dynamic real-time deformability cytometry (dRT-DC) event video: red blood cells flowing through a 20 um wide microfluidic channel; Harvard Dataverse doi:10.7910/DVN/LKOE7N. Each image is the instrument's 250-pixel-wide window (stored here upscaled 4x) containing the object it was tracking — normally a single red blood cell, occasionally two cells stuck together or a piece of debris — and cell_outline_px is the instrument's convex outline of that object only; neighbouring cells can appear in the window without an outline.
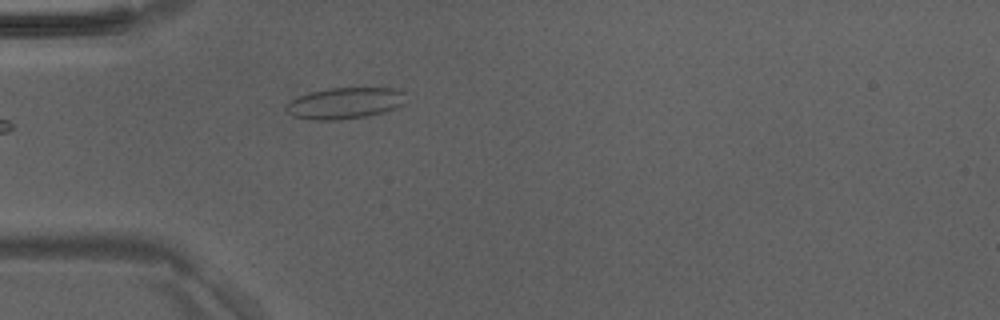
{"species": "Egyptian fruit bat (a non-hibernating species)", "species_latin": "Rousettus aegyptiacus", "temperature_condition": "room temperature", "stored_images_in_passage": 22, "camera_frame_rate_fps": 3000, "um_per_image_px": 0.085, "animal": {"sex": "male"}, "frame": {"image": 1, "passage_image": 1, "time_ms": 0.0, "image_size_px": [1000, 320], "cell_outline_px": [[404, 104], [396, 108], [384, 112], [368, 116], [340, 120], [312, 120], [292, 116], [284, 108], [284, 104], [308, 92], [328, 88], [396, 88], [404, 92]], "centroid_in_image_um": [29.29, 8.77], "position_along_channel_um": 55.7, "area_um2": 22.08}}